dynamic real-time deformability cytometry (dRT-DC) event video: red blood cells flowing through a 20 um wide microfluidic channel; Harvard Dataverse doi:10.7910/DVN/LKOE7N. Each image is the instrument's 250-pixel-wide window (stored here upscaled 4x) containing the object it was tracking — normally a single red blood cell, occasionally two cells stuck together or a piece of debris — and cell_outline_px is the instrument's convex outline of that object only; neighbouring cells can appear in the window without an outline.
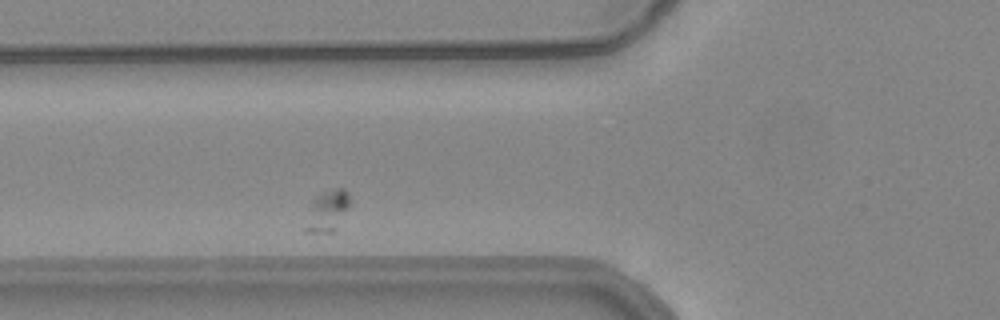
{"species": "common noctule bat (a hibernating species)", "species_latin": "Nyctalus noctula", "temperature_condition": "warm", "stored_images_in_passage": 14, "camera_frame_rate_fps": 3000, "um_per_image_px": 0.085, "animal": {"sex": "female", "body_mass_g": 24.6, "forearm_length_mm": 56.2}, "frame": {"image": 1, "passage_image": 5, "time_ms": 1.333, "image_size_px": [1000, 320], "cell_outline_px": [[348, 208], [332, 232], [304, 232], [304, 228], [312, 200], [324, 192], [336, 188], [344, 188], [348, 192]], "centroid_in_image_um": [27.79, 17.93], "position_along_channel_um": 98.0, "area_um2": 10.17}}